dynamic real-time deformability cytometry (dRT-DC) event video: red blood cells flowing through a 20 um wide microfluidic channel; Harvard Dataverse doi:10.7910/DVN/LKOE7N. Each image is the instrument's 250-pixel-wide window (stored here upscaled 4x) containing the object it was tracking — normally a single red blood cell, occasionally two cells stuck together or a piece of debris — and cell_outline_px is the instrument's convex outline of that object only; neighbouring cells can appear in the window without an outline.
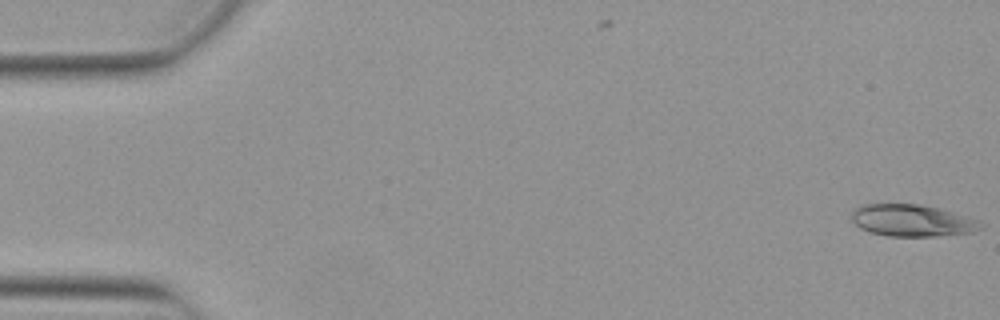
{"species": "Egyptian fruit bat (a non-hibernating species)", "species_latin": "Rousettus aegyptiacus", "temperature_condition": "warm", "stored_images_in_passage": 52, "camera_frame_rate_fps": 3000, "um_per_image_px": 0.085, "animal": {"sex": "female"}, "frame": {"image": 1, "passage_image": 1, "time_ms": 0.0, "image_size_px": [1000, 320], "cell_outline_px": [[984, 224], [980, 228], [972, 232], [936, 236], [888, 236], [868, 232], [860, 228], [852, 220], [852, 212], [860, 204], [920, 204], [940, 208], [980, 220]], "centroid_in_image_um": [77.53, 18.74], "position_along_channel_um": 7.5, "area_um2": 24.1}}
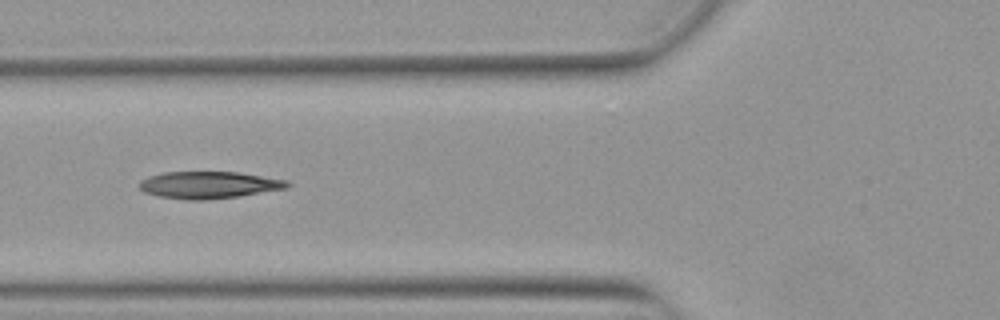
{"frame": {"image": 2, "passage_image": 20, "time_ms": 6.333, "image_size_px": [1000, 320], "cell_outline_px": [[292, 184], [288, 188], [240, 196], [204, 200], [188, 200], [160, 196], [144, 192], [140, 188], [140, 180], [148, 176], [164, 172], [236, 172], [288, 180]], "centroid_in_image_um": [17.78, 15.72], "position_along_channel_um": 108.0, "area_um2": 23.29}}
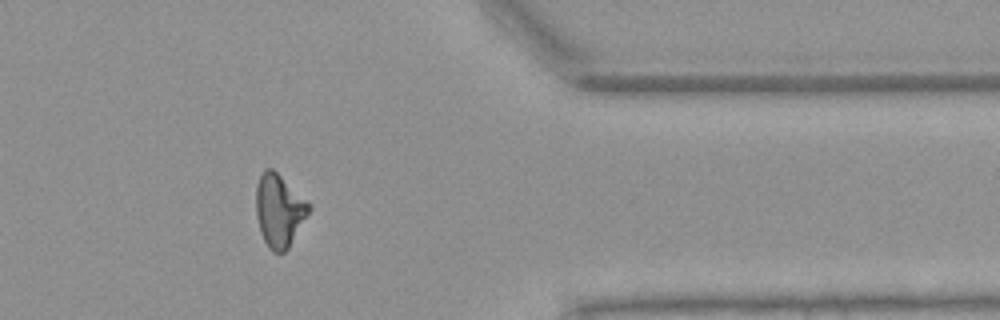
{"frame": {"image": 3, "passage_image": 43, "time_ms": 14.0, "image_size_px": [1000, 320], "cell_outline_px": [[312, 208], [288, 248], [284, 252], [272, 252], [268, 248], [260, 232], [256, 216], [256, 184], [264, 168], [272, 168], [312, 204]], "centroid_in_image_um": [23.73, 17.88], "position_along_channel_um": 387.7, "area_um2": 22.54}, "authors_computed_cell_mechanics": {"area_um2": 22.7443, "velocity_mm_per_s": 3.8934, "shape_relaxation_time_tau1_ms": null, "shape_relaxation_time_tau2_ms": 4.3038, "deformation_change_tau1": null, "deformation_change_tau2": 0.1419}}